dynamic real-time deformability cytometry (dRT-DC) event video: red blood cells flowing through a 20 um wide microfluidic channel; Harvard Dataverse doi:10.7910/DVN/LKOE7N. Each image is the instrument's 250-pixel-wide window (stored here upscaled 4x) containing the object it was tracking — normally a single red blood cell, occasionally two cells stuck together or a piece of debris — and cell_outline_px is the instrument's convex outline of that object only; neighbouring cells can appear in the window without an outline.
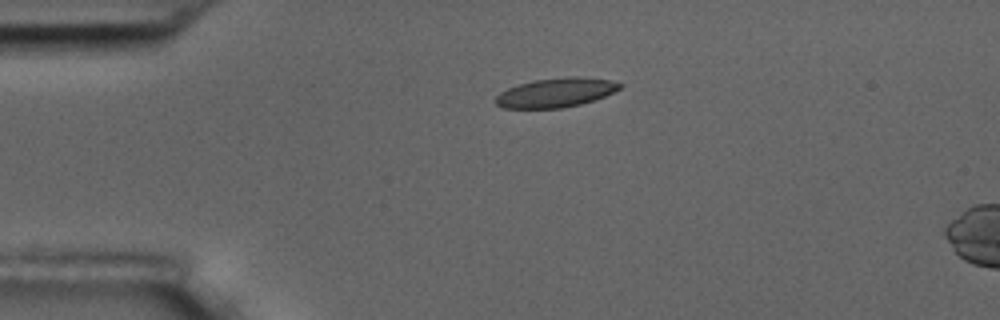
{"species": "common noctule bat (a hibernating species)", "species_latin": "Nyctalus noctula", "temperature_condition": "room temperature", "stored_images_in_passage": 2, "camera_frame_rate_fps": 3000, "um_per_image_px": 0.085, "animal": {"sex": "male", "body_mass_g": 17.5, "forearm_length_mm": 52.3}, "frame": {"image": 1, "passage_image": 1, "time_ms": 0.0, "image_size_px": [1000, 320], "cell_outline_px": [[624, 84], [620, 88], [596, 100], [580, 104], [560, 108], [504, 108], [496, 104], [492, 100], [500, 92], [508, 88], [520, 84], [536, 80], [568, 76], [576, 76], [608, 80]], "centroid_in_image_um": [47.22, 7.88], "position_along_channel_um": 37.8, "area_um2": 21.04}}